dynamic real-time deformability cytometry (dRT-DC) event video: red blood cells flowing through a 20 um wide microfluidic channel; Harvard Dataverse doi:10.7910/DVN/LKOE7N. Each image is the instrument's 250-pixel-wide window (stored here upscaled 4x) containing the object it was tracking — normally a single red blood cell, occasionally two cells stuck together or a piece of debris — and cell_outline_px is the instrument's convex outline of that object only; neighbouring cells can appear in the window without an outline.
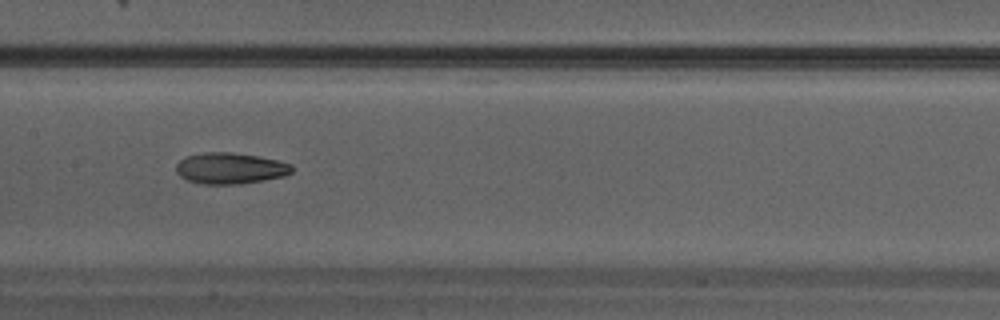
{"species": "Egyptian fruit bat (a non-hibernating species)", "species_latin": "Rousettus aegyptiacus", "temperature_condition": "warm", "stored_images_in_passage": 31, "camera_frame_rate_fps": 3000, "um_per_image_px": 0.085, "animal": {"sex": "male"}, "frame": {"image": 1, "passage_image": 14, "time_ms": 4.333, "image_size_px": [1000, 320], "cell_outline_px": [[292, 172], [284, 176], [240, 184], [204, 184], [188, 180], [180, 176], [176, 172], [176, 164], [180, 160], [188, 156], [208, 152], [232, 152], [256, 156], [276, 160], [292, 164]], "centroid_in_image_um": [19.56, 14.31], "position_along_channel_um": 187.8, "area_um2": 20.81}}